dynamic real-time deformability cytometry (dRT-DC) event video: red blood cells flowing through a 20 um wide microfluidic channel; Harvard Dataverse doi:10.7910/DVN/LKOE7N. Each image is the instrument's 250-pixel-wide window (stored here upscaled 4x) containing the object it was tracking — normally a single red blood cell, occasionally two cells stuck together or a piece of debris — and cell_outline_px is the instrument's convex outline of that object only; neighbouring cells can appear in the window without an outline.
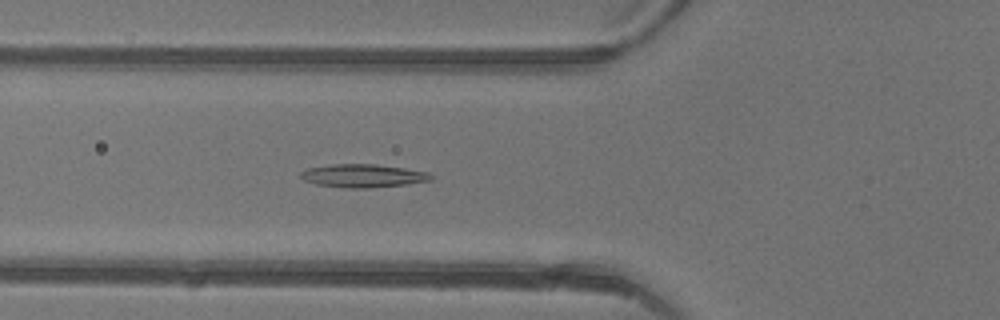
{"species": "common noctule bat (a hibernating species)", "species_latin": "Nyctalus noctula", "temperature_condition": "warm", "stored_images_in_passage": 26, "camera_frame_rate_fps": 3000, "um_per_image_px": 0.085, "animal": {"sex": "female"}, "frame": {"image": 1, "passage_image": 18, "time_ms": 5.667, "image_size_px": [1000, 320], "cell_outline_px": [[432, 180], [408, 184], [368, 188], [344, 188], [316, 184], [304, 180], [300, 176], [300, 172], [308, 168], [332, 164], [376, 164], [404, 168], [428, 172], [432, 176]], "centroid_in_image_um": [30.85, 14.94], "position_along_channel_um": 95.0, "area_um2": 17.63}}
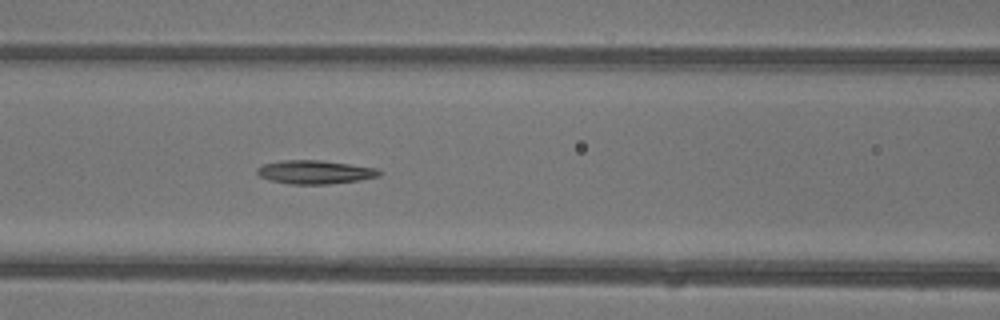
{"frame": {"image": 2, "passage_image": 21, "time_ms": 6.667, "image_size_px": [1000, 320], "cell_outline_px": [[380, 176], [360, 180], [328, 184], [288, 184], [272, 180], [260, 176], [256, 172], [256, 168], [264, 164], [284, 160], [320, 160], [376, 168], [380, 172]], "centroid_in_image_um": [26.76, 14.63], "position_along_channel_um": 139.8, "area_um2": 16.59}}
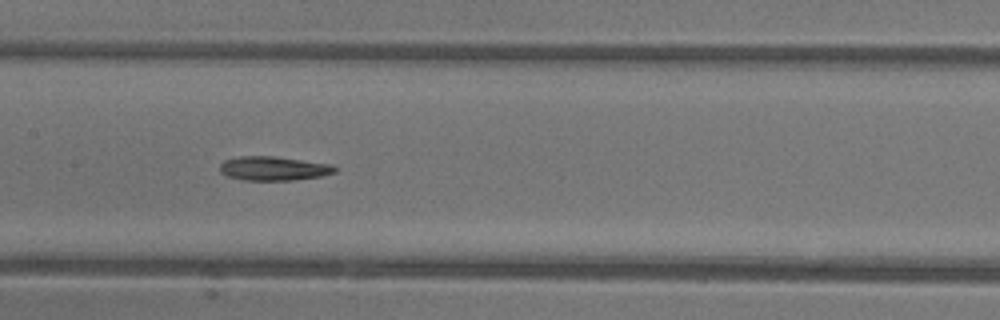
{"frame": {"image": 3, "passage_image": 24, "time_ms": 7.667, "image_size_px": [1000, 320], "cell_outline_px": [[340, 168], [336, 172], [320, 176], [292, 180], [244, 180], [228, 176], [220, 172], [220, 164], [224, 160], [236, 156], [272, 156], [332, 164]], "centroid_in_image_um": [23.27, 14.31], "position_along_channel_um": 184.1, "area_um2": 16.18}}